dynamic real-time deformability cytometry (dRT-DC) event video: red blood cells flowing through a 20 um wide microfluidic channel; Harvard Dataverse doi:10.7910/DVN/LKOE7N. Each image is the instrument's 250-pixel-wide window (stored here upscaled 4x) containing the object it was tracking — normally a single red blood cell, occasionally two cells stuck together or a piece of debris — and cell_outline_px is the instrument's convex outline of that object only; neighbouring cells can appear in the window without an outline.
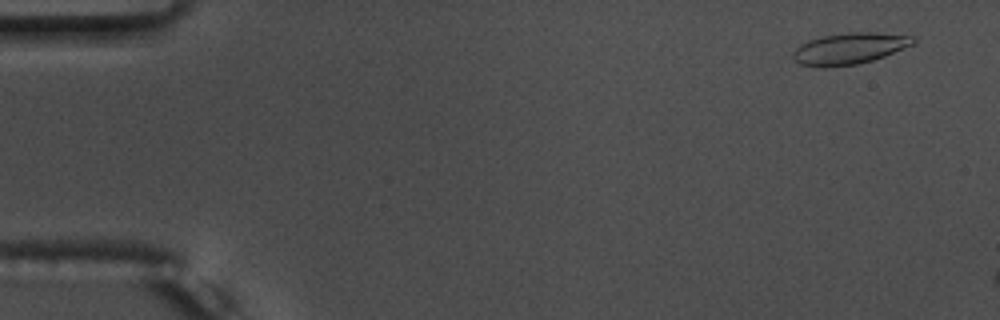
{"species": "common noctule bat (a hibernating species)", "species_latin": "Nyctalus noctula", "temperature_condition": "warm", "stored_images_in_passage": 9, "camera_frame_rate_fps": 3000, "um_per_image_px": 0.085, "animal": {"sex": "male", "body_mass_g": 17.5, "forearm_length_mm": 52.3}, "frame": {"image": 1, "passage_image": 2, "time_ms": 0.333, "image_size_px": [1000, 320], "cell_outline_px": [[916, 40], [912, 44], [884, 56], [872, 60], [856, 64], [824, 68], [820, 68], [800, 64], [792, 56], [792, 52], [800, 44], [808, 40], [820, 36], [848, 32], [876, 32], [916, 36]], "centroid_in_image_um": [72.17, 4.12], "position_along_channel_um": 12.8, "area_um2": 22.08}}